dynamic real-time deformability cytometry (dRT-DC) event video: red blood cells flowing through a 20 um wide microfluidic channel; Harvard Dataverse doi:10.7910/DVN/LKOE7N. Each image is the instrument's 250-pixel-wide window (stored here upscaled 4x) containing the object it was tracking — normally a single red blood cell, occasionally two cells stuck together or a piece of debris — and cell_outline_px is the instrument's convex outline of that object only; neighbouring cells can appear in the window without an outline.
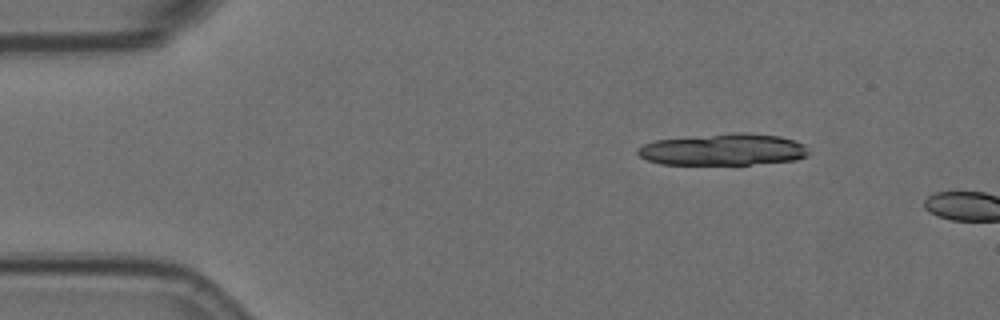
{"species": "Egyptian fruit bat (a non-hibernating species)", "species_latin": "Rousettus aegyptiacus", "temperature_condition": "room temperature", "stored_images_in_passage": 2, "camera_frame_rate_fps": 3000, "um_per_image_px": 0.085, "animal": {"sex": "female"}, "frame": {"image": 1, "passage_image": 1, "time_ms": 0.0, "image_size_px": [1000, 320], "cell_outline_px": [[808, 156], [796, 160], [748, 164], [660, 164], [648, 160], [640, 156], [636, 152], [636, 148], [644, 144], [656, 140], [732, 132], [740, 132], [780, 136], [804, 144], [808, 152]], "centroid_in_image_um": [61.47, 12.71], "position_along_channel_um": 23.5, "area_um2": 31.44}}